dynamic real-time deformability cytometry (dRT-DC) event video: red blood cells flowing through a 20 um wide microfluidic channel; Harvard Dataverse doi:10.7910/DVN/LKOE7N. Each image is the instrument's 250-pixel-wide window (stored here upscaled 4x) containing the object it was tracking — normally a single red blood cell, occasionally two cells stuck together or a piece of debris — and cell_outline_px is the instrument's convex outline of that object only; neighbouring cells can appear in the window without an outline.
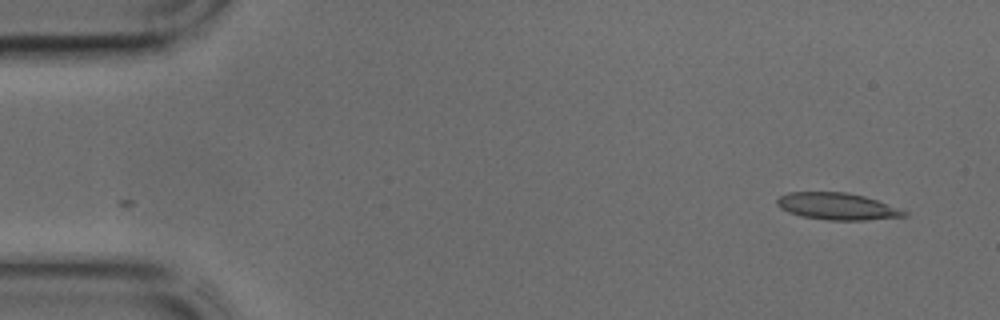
{"species": "common noctule bat (a hibernating species)", "species_latin": "Nyctalus noctula", "temperature_condition": "cold", "stored_images_in_passage": 41, "camera_frame_rate_fps": 3000, "um_per_image_px": 0.085, "animal": {"sex": "male", "body_mass_g": 17.9, "forearm_length_mm": 54.2}, "frame": {"image": 1, "passage_image": 1, "time_ms": 0.0, "image_size_px": [1000, 320], "cell_outline_px": [[908, 216], [864, 220], [828, 220], [800, 216], [788, 212], [780, 208], [776, 204], [776, 200], [780, 196], [788, 192], [848, 192], [864, 196], [876, 200], [908, 212]], "centroid_in_image_um": [71.12, 17.54], "position_along_channel_um": 13.9, "area_um2": 19.88}}
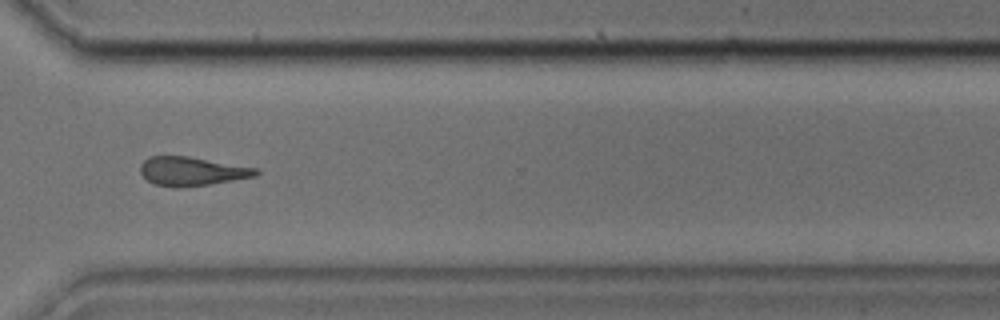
{"frame": {"image": 2, "passage_image": 30, "time_ms": 9.667, "image_size_px": [1000, 320], "cell_outline_px": [[260, 172], [256, 176], [208, 184], [180, 188], [176, 188], [156, 184], [148, 180], [140, 172], [140, 164], [148, 156], [188, 156], [260, 168]], "centroid_in_image_um": [16.32, 14.55], "position_along_channel_um": 354.3, "area_um2": 19.48}}
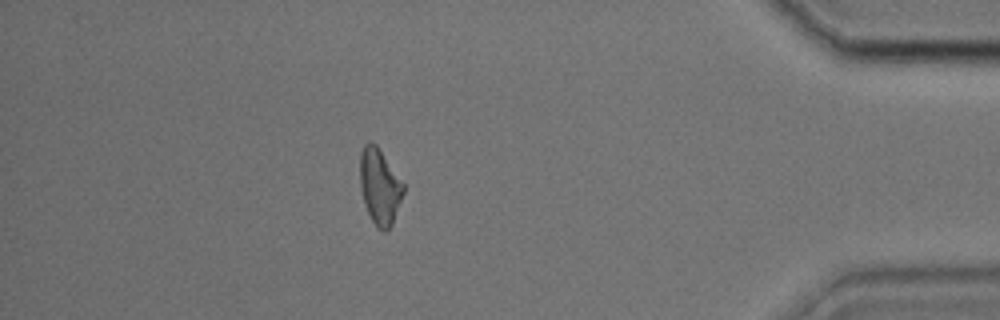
{"frame": {"image": 3, "passage_image": 36, "time_ms": 11.667, "image_size_px": [1000, 320], "cell_outline_px": [[404, 192], [392, 224], [384, 232], [376, 228], [364, 204], [360, 184], [360, 156], [364, 144], [368, 140], [376, 144], [404, 184]], "centroid_in_image_um": [32.26, 15.85], "position_along_channel_um": 402.9, "area_um2": 19.02}}